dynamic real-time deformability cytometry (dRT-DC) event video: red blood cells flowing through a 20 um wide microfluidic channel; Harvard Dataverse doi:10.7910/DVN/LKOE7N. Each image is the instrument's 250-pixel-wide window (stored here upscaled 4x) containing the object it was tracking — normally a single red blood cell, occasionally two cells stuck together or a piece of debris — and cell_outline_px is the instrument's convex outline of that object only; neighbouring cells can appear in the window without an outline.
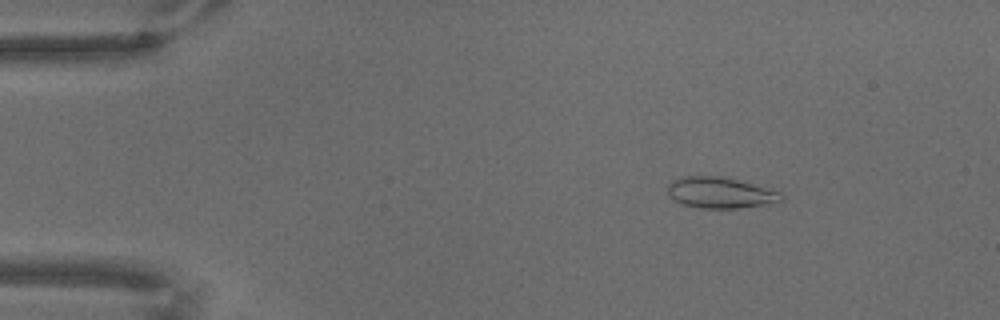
{"species": "common noctule bat (a hibernating species)", "species_latin": "Nyctalus noctula", "temperature_condition": "warm", "stored_images_in_passage": 71, "camera_frame_rate_fps": 3000, "um_per_image_px": 0.085, "animal": {"sex": "male", "body_mass_g": 18.8}, "frame": {"image": 1, "passage_image": 11, "time_ms": 3.333, "image_size_px": [1000, 320], "cell_outline_px": [[784, 200], [780, 204], [740, 208], [700, 208], [680, 204], [668, 196], [668, 184], [672, 180], [680, 176], [720, 176], [752, 184], [780, 192], [784, 196]], "centroid_in_image_um": [61.25, 16.4], "position_along_channel_um": 23.8, "area_um2": 20.92}}
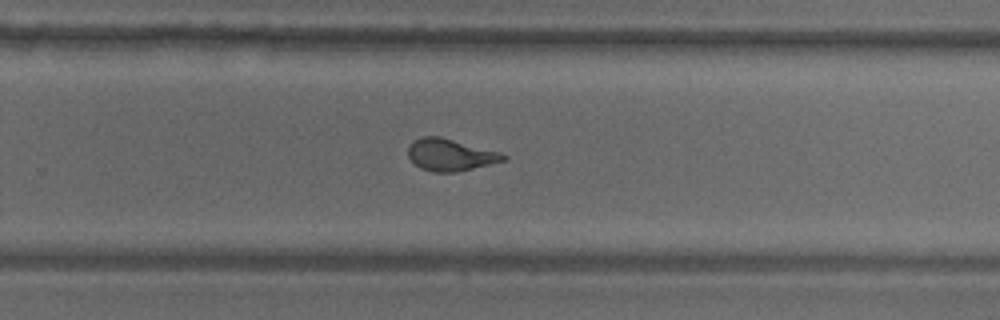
{"frame": {"image": 2, "passage_image": 47, "time_ms": 15.333, "image_size_px": [1000, 320], "cell_outline_px": [[508, 160], [456, 172], [432, 172], [420, 168], [408, 156], [408, 148], [412, 140], [420, 136], [440, 136], [500, 152], [508, 156]], "centroid_in_image_um": [38.28, 13.15], "position_along_channel_um": 291.5, "area_um2": 17.86}}
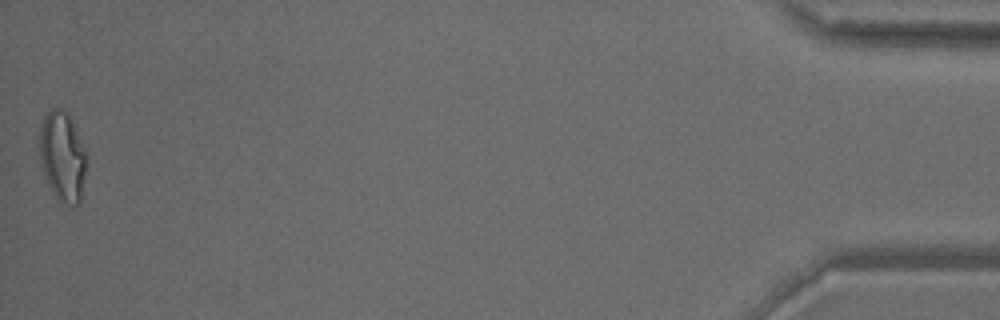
{"frame": {"image": 3, "passage_image": 71, "time_ms": 23.333, "image_size_px": [1000, 320], "cell_outline_px": [[88, 156], [80, 204], [60, 204], [52, 192], [44, 172], [40, 160], [40, 128], [44, 116], [52, 108], [60, 108], [68, 112]], "centroid_in_image_um": [5.33, 13.31], "position_along_channel_um": 429.9, "area_um2": 24.68}}